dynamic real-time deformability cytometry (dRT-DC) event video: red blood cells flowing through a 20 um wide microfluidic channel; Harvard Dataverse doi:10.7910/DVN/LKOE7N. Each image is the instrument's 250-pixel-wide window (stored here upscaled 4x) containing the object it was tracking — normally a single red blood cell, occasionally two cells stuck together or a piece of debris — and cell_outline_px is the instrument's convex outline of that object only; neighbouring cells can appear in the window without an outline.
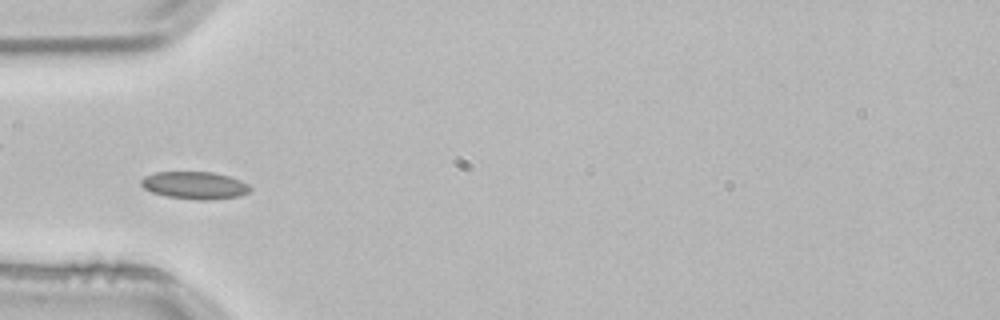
{"species": "common noctule bat (a hibernating species)", "species_latin": "Nyctalus noctula", "temperature_condition": "room temperature", "stored_images_in_passage": 5, "camera_frame_rate_fps": 3000, "um_per_image_px": 0.085, "animal": {"sex": "male", "body_mass_g": 21.5, "forearm_length_mm": 52.0}, "frame": {"image": 1, "passage_image": 4, "time_ms": 1.0, "image_size_px": [1000, 320], "cell_outline_px": [[252, 188], [248, 192], [240, 196], [216, 200], [200, 200], [164, 196], [152, 192], [144, 188], [140, 184], [140, 180], [144, 176], [156, 172], [212, 172], [228, 176], [240, 180], [248, 184]], "centroid_in_image_um": [16.55, 15.76], "position_along_channel_um": 68.5, "area_um2": 17.57}}